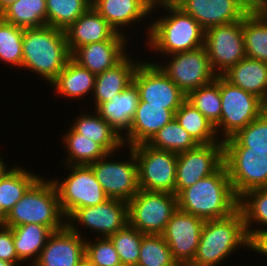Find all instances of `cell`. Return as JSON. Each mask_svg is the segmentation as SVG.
<instances>
[{
	"label": "cell",
	"mask_w": 267,
	"mask_h": 266,
	"mask_svg": "<svg viewBox=\"0 0 267 266\" xmlns=\"http://www.w3.org/2000/svg\"><path fill=\"white\" fill-rule=\"evenodd\" d=\"M92 6V0H46L47 25L66 30Z\"/></svg>",
	"instance_id": "37"
},
{
	"label": "cell",
	"mask_w": 267,
	"mask_h": 266,
	"mask_svg": "<svg viewBox=\"0 0 267 266\" xmlns=\"http://www.w3.org/2000/svg\"><path fill=\"white\" fill-rule=\"evenodd\" d=\"M24 29L0 17V61L22 67Z\"/></svg>",
	"instance_id": "41"
},
{
	"label": "cell",
	"mask_w": 267,
	"mask_h": 266,
	"mask_svg": "<svg viewBox=\"0 0 267 266\" xmlns=\"http://www.w3.org/2000/svg\"><path fill=\"white\" fill-rule=\"evenodd\" d=\"M71 166L72 173L62 183L52 180L67 218L78 208L96 206L109 199L89 165Z\"/></svg>",
	"instance_id": "10"
},
{
	"label": "cell",
	"mask_w": 267,
	"mask_h": 266,
	"mask_svg": "<svg viewBox=\"0 0 267 266\" xmlns=\"http://www.w3.org/2000/svg\"><path fill=\"white\" fill-rule=\"evenodd\" d=\"M160 3V4H158ZM172 14L149 26V45L163 54L172 55L204 46L205 30L173 0H154Z\"/></svg>",
	"instance_id": "2"
},
{
	"label": "cell",
	"mask_w": 267,
	"mask_h": 266,
	"mask_svg": "<svg viewBox=\"0 0 267 266\" xmlns=\"http://www.w3.org/2000/svg\"><path fill=\"white\" fill-rule=\"evenodd\" d=\"M0 259L11 263H20L13 242V232L10 227L0 226Z\"/></svg>",
	"instance_id": "44"
},
{
	"label": "cell",
	"mask_w": 267,
	"mask_h": 266,
	"mask_svg": "<svg viewBox=\"0 0 267 266\" xmlns=\"http://www.w3.org/2000/svg\"><path fill=\"white\" fill-rule=\"evenodd\" d=\"M143 235V233L127 224L109 237L115 246L122 264L137 266Z\"/></svg>",
	"instance_id": "42"
},
{
	"label": "cell",
	"mask_w": 267,
	"mask_h": 266,
	"mask_svg": "<svg viewBox=\"0 0 267 266\" xmlns=\"http://www.w3.org/2000/svg\"><path fill=\"white\" fill-rule=\"evenodd\" d=\"M203 225V219L190 213L183 212L180 209L173 213L161 235L177 263L193 261Z\"/></svg>",
	"instance_id": "16"
},
{
	"label": "cell",
	"mask_w": 267,
	"mask_h": 266,
	"mask_svg": "<svg viewBox=\"0 0 267 266\" xmlns=\"http://www.w3.org/2000/svg\"><path fill=\"white\" fill-rule=\"evenodd\" d=\"M176 266H204V265H199V264L193 263L192 261H189V262H179L177 263Z\"/></svg>",
	"instance_id": "50"
},
{
	"label": "cell",
	"mask_w": 267,
	"mask_h": 266,
	"mask_svg": "<svg viewBox=\"0 0 267 266\" xmlns=\"http://www.w3.org/2000/svg\"><path fill=\"white\" fill-rule=\"evenodd\" d=\"M66 223H81L89 229L110 237L128 224V204L126 201L109 198L96 206L76 209ZM69 219V220H68Z\"/></svg>",
	"instance_id": "17"
},
{
	"label": "cell",
	"mask_w": 267,
	"mask_h": 266,
	"mask_svg": "<svg viewBox=\"0 0 267 266\" xmlns=\"http://www.w3.org/2000/svg\"><path fill=\"white\" fill-rule=\"evenodd\" d=\"M127 204L128 224L143 234L161 235L178 209L176 195L141 189Z\"/></svg>",
	"instance_id": "6"
},
{
	"label": "cell",
	"mask_w": 267,
	"mask_h": 266,
	"mask_svg": "<svg viewBox=\"0 0 267 266\" xmlns=\"http://www.w3.org/2000/svg\"><path fill=\"white\" fill-rule=\"evenodd\" d=\"M249 249L267 255V229L251 230Z\"/></svg>",
	"instance_id": "45"
},
{
	"label": "cell",
	"mask_w": 267,
	"mask_h": 266,
	"mask_svg": "<svg viewBox=\"0 0 267 266\" xmlns=\"http://www.w3.org/2000/svg\"><path fill=\"white\" fill-rule=\"evenodd\" d=\"M7 214L8 213L2 208V205L0 203V226H4Z\"/></svg>",
	"instance_id": "48"
},
{
	"label": "cell",
	"mask_w": 267,
	"mask_h": 266,
	"mask_svg": "<svg viewBox=\"0 0 267 266\" xmlns=\"http://www.w3.org/2000/svg\"><path fill=\"white\" fill-rule=\"evenodd\" d=\"M133 83L139 90V101L147 102V105L165 106V109L175 113L186 100V94L158 64L140 62L135 70Z\"/></svg>",
	"instance_id": "12"
},
{
	"label": "cell",
	"mask_w": 267,
	"mask_h": 266,
	"mask_svg": "<svg viewBox=\"0 0 267 266\" xmlns=\"http://www.w3.org/2000/svg\"><path fill=\"white\" fill-rule=\"evenodd\" d=\"M175 119L198 144L223 142L217 141L215 126L187 100L175 112Z\"/></svg>",
	"instance_id": "33"
},
{
	"label": "cell",
	"mask_w": 267,
	"mask_h": 266,
	"mask_svg": "<svg viewBox=\"0 0 267 266\" xmlns=\"http://www.w3.org/2000/svg\"><path fill=\"white\" fill-rule=\"evenodd\" d=\"M0 17L23 29L46 26V0H17L5 9Z\"/></svg>",
	"instance_id": "30"
},
{
	"label": "cell",
	"mask_w": 267,
	"mask_h": 266,
	"mask_svg": "<svg viewBox=\"0 0 267 266\" xmlns=\"http://www.w3.org/2000/svg\"><path fill=\"white\" fill-rule=\"evenodd\" d=\"M166 66L158 65L161 70L186 95L203 85L212 82L218 73H214L205 46L198 49L172 54Z\"/></svg>",
	"instance_id": "13"
},
{
	"label": "cell",
	"mask_w": 267,
	"mask_h": 266,
	"mask_svg": "<svg viewBox=\"0 0 267 266\" xmlns=\"http://www.w3.org/2000/svg\"><path fill=\"white\" fill-rule=\"evenodd\" d=\"M248 12H258L266 0H237Z\"/></svg>",
	"instance_id": "46"
},
{
	"label": "cell",
	"mask_w": 267,
	"mask_h": 266,
	"mask_svg": "<svg viewBox=\"0 0 267 266\" xmlns=\"http://www.w3.org/2000/svg\"><path fill=\"white\" fill-rule=\"evenodd\" d=\"M239 209L243 214L246 232L250 237L252 222L267 225V188L247 191L239 198Z\"/></svg>",
	"instance_id": "40"
},
{
	"label": "cell",
	"mask_w": 267,
	"mask_h": 266,
	"mask_svg": "<svg viewBox=\"0 0 267 266\" xmlns=\"http://www.w3.org/2000/svg\"><path fill=\"white\" fill-rule=\"evenodd\" d=\"M223 147H249V151L267 152V110L232 137L224 139Z\"/></svg>",
	"instance_id": "38"
},
{
	"label": "cell",
	"mask_w": 267,
	"mask_h": 266,
	"mask_svg": "<svg viewBox=\"0 0 267 266\" xmlns=\"http://www.w3.org/2000/svg\"><path fill=\"white\" fill-rule=\"evenodd\" d=\"M247 58L267 63V20L259 12H249L242 20Z\"/></svg>",
	"instance_id": "31"
},
{
	"label": "cell",
	"mask_w": 267,
	"mask_h": 266,
	"mask_svg": "<svg viewBox=\"0 0 267 266\" xmlns=\"http://www.w3.org/2000/svg\"><path fill=\"white\" fill-rule=\"evenodd\" d=\"M223 165V142L199 144L177 154L175 195L210 176Z\"/></svg>",
	"instance_id": "14"
},
{
	"label": "cell",
	"mask_w": 267,
	"mask_h": 266,
	"mask_svg": "<svg viewBox=\"0 0 267 266\" xmlns=\"http://www.w3.org/2000/svg\"><path fill=\"white\" fill-rule=\"evenodd\" d=\"M223 164L238 198L252 189L267 188V152L223 147Z\"/></svg>",
	"instance_id": "9"
},
{
	"label": "cell",
	"mask_w": 267,
	"mask_h": 266,
	"mask_svg": "<svg viewBox=\"0 0 267 266\" xmlns=\"http://www.w3.org/2000/svg\"><path fill=\"white\" fill-rule=\"evenodd\" d=\"M77 266H94L91 262L85 257Z\"/></svg>",
	"instance_id": "51"
},
{
	"label": "cell",
	"mask_w": 267,
	"mask_h": 266,
	"mask_svg": "<svg viewBox=\"0 0 267 266\" xmlns=\"http://www.w3.org/2000/svg\"><path fill=\"white\" fill-rule=\"evenodd\" d=\"M96 75L88 69L80 66L72 58L64 69L51 82L58 93L66 97H82L94 91ZM91 90V91H90Z\"/></svg>",
	"instance_id": "27"
},
{
	"label": "cell",
	"mask_w": 267,
	"mask_h": 266,
	"mask_svg": "<svg viewBox=\"0 0 267 266\" xmlns=\"http://www.w3.org/2000/svg\"><path fill=\"white\" fill-rule=\"evenodd\" d=\"M186 100L197 108L216 128L221 118L220 76L186 95Z\"/></svg>",
	"instance_id": "35"
},
{
	"label": "cell",
	"mask_w": 267,
	"mask_h": 266,
	"mask_svg": "<svg viewBox=\"0 0 267 266\" xmlns=\"http://www.w3.org/2000/svg\"><path fill=\"white\" fill-rule=\"evenodd\" d=\"M63 138L69 151L67 164H70V167L89 165L108 154L100 144L77 133L72 127Z\"/></svg>",
	"instance_id": "36"
},
{
	"label": "cell",
	"mask_w": 267,
	"mask_h": 266,
	"mask_svg": "<svg viewBox=\"0 0 267 266\" xmlns=\"http://www.w3.org/2000/svg\"><path fill=\"white\" fill-rule=\"evenodd\" d=\"M62 217L65 218V215L55 185L51 180L45 181L39 177L8 212L4 226L40 224L54 232L67 225Z\"/></svg>",
	"instance_id": "4"
},
{
	"label": "cell",
	"mask_w": 267,
	"mask_h": 266,
	"mask_svg": "<svg viewBox=\"0 0 267 266\" xmlns=\"http://www.w3.org/2000/svg\"><path fill=\"white\" fill-rule=\"evenodd\" d=\"M108 153L96 162L89 164L96 180L102 186L109 198L119 199L128 202L138 193V168L134 151L130 147V162L106 161L110 157ZM105 160V161H104Z\"/></svg>",
	"instance_id": "15"
},
{
	"label": "cell",
	"mask_w": 267,
	"mask_h": 266,
	"mask_svg": "<svg viewBox=\"0 0 267 266\" xmlns=\"http://www.w3.org/2000/svg\"><path fill=\"white\" fill-rule=\"evenodd\" d=\"M146 144L157 150L177 154L194 149L199 145L175 118L155 133Z\"/></svg>",
	"instance_id": "34"
},
{
	"label": "cell",
	"mask_w": 267,
	"mask_h": 266,
	"mask_svg": "<svg viewBox=\"0 0 267 266\" xmlns=\"http://www.w3.org/2000/svg\"><path fill=\"white\" fill-rule=\"evenodd\" d=\"M131 149L137 161L139 188L175 195L177 153L157 150L146 143Z\"/></svg>",
	"instance_id": "7"
},
{
	"label": "cell",
	"mask_w": 267,
	"mask_h": 266,
	"mask_svg": "<svg viewBox=\"0 0 267 266\" xmlns=\"http://www.w3.org/2000/svg\"><path fill=\"white\" fill-rule=\"evenodd\" d=\"M22 67L52 82L71 59L64 30L49 25L24 29Z\"/></svg>",
	"instance_id": "3"
},
{
	"label": "cell",
	"mask_w": 267,
	"mask_h": 266,
	"mask_svg": "<svg viewBox=\"0 0 267 266\" xmlns=\"http://www.w3.org/2000/svg\"><path fill=\"white\" fill-rule=\"evenodd\" d=\"M178 209L205 220L221 219L239 209L226 166L183 189L177 195Z\"/></svg>",
	"instance_id": "1"
},
{
	"label": "cell",
	"mask_w": 267,
	"mask_h": 266,
	"mask_svg": "<svg viewBox=\"0 0 267 266\" xmlns=\"http://www.w3.org/2000/svg\"><path fill=\"white\" fill-rule=\"evenodd\" d=\"M139 90L131 83L121 93L111 97L96 107V113L102 117L116 132L129 130L139 103Z\"/></svg>",
	"instance_id": "23"
},
{
	"label": "cell",
	"mask_w": 267,
	"mask_h": 266,
	"mask_svg": "<svg viewBox=\"0 0 267 266\" xmlns=\"http://www.w3.org/2000/svg\"><path fill=\"white\" fill-rule=\"evenodd\" d=\"M72 128L79 134L100 144L108 153L119 150L125 139L97 113L78 117ZM124 143V144H123ZM114 150V151H113Z\"/></svg>",
	"instance_id": "29"
},
{
	"label": "cell",
	"mask_w": 267,
	"mask_h": 266,
	"mask_svg": "<svg viewBox=\"0 0 267 266\" xmlns=\"http://www.w3.org/2000/svg\"><path fill=\"white\" fill-rule=\"evenodd\" d=\"M115 266H129V265H126V264H122V263H120V264H118V265H115Z\"/></svg>",
	"instance_id": "54"
},
{
	"label": "cell",
	"mask_w": 267,
	"mask_h": 266,
	"mask_svg": "<svg viewBox=\"0 0 267 266\" xmlns=\"http://www.w3.org/2000/svg\"><path fill=\"white\" fill-rule=\"evenodd\" d=\"M258 12L267 20V0L264 2L263 6Z\"/></svg>",
	"instance_id": "49"
},
{
	"label": "cell",
	"mask_w": 267,
	"mask_h": 266,
	"mask_svg": "<svg viewBox=\"0 0 267 266\" xmlns=\"http://www.w3.org/2000/svg\"><path fill=\"white\" fill-rule=\"evenodd\" d=\"M6 167L3 160L0 159V172Z\"/></svg>",
	"instance_id": "53"
},
{
	"label": "cell",
	"mask_w": 267,
	"mask_h": 266,
	"mask_svg": "<svg viewBox=\"0 0 267 266\" xmlns=\"http://www.w3.org/2000/svg\"><path fill=\"white\" fill-rule=\"evenodd\" d=\"M204 46L213 72L219 69V76L225 73L246 57L242 20L206 29Z\"/></svg>",
	"instance_id": "11"
},
{
	"label": "cell",
	"mask_w": 267,
	"mask_h": 266,
	"mask_svg": "<svg viewBox=\"0 0 267 266\" xmlns=\"http://www.w3.org/2000/svg\"><path fill=\"white\" fill-rule=\"evenodd\" d=\"M221 118L215 128L223 129L224 139L232 137L237 131L258 118L266 104L257 96L234 86L220 75Z\"/></svg>",
	"instance_id": "8"
},
{
	"label": "cell",
	"mask_w": 267,
	"mask_h": 266,
	"mask_svg": "<svg viewBox=\"0 0 267 266\" xmlns=\"http://www.w3.org/2000/svg\"><path fill=\"white\" fill-rule=\"evenodd\" d=\"M171 250L162 235L144 234L137 266H176Z\"/></svg>",
	"instance_id": "39"
},
{
	"label": "cell",
	"mask_w": 267,
	"mask_h": 266,
	"mask_svg": "<svg viewBox=\"0 0 267 266\" xmlns=\"http://www.w3.org/2000/svg\"><path fill=\"white\" fill-rule=\"evenodd\" d=\"M15 264L17 265V263H11L9 261L0 259V266H16Z\"/></svg>",
	"instance_id": "52"
},
{
	"label": "cell",
	"mask_w": 267,
	"mask_h": 266,
	"mask_svg": "<svg viewBox=\"0 0 267 266\" xmlns=\"http://www.w3.org/2000/svg\"><path fill=\"white\" fill-rule=\"evenodd\" d=\"M206 30L243 20L249 13L237 0H173Z\"/></svg>",
	"instance_id": "19"
},
{
	"label": "cell",
	"mask_w": 267,
	"mask_h": 266,
	"mask_svg": "<svg viewBox=\"0 0 267 266\" xmlns=\"http://www.w3.org/2000/svg\"><path fill=\"white\" fill-rule=\"evenodd\" d=\"M17 0H0V14Z\"/></svg>",
	"instance_id": "47"
},
{
	"label": "cell",
	"mask_w": 267,
	"mask_h": 266,
	"mask_svg": "<svg viewBox=\"0 0 267 266\" xmlns=\"http://www.w3.org/2000/svg\"><path fill=\"white\" fill-rule=\"evenodd\" d=\"M19 167L9 170L6 167L0 172V203L8 213L19 201L28 188L38 179Z\"/></svg>",
	"instance_id": "32"
},
{
	"label": "cell",
	"mask_w": 267,
	"mask_h": 266,
	"mask_svg": "<svg viewBox=\"0 0 267 266\" xmlns=\"http://www.w3.org/2000/svg\"><path fill=\"white\" fill-rule=\"evenodd\" d=\"M128 55L125 56L118 64L108 70L96 75L94 88L95 107L103 102L111 100V97L121 93L131 83L136 68L140 62H130Z\"/></svg>",
	"instance_id": "26"
},
{
	"label": "cell",
	"mask_w": 267,
	"mask_h": 266,
	"mask_svg": "<svg viewBox=\"0 0 267 266\" xmlns=\"http://www.w3.org/2000/svg\"><path fill=\"white\" fill-rule=\"evenodd\" d=\"M11 229L19 260L26 261L37 254V259L34 258L32 263L35 264L53 231L45 225L31 223L11 227Z\"/></svg>",
	"instance_id": "28"
},
{
	"label": "cell",
	"mask_w": 267,
	"mask_h": 266,
	"mask_svg": "<svg viewBox=\"0 0 267 266\" xmlns=\"http://www.w3.org/2000/svg\"><path fill=\"white\" fill-rule=\"evenodd\" d=\"M85 257L94 266H115L121 263L109 237L101 238L94 244L85 241Z\"/></svg>",
	"instance_id": "43"
},
{
	"label": "cell",
	"mask_w": 267,
	"mask_h": 266,
	"mask_svg": "<svg viewBox=\"0 0 267 266\" xmlns=\"http://www.w3.org/2000/svg\"><path fill=\"white\" fill-rule=\"evenodd\" d=\"M249 247L244 217L240 209L228 217L205 220L193 263L216 266L238 246Z\"/></svg>",
	"instance_id": "5"
},
{
	"label": "cell",
	"mask_w": 267,
	"mask_h": 266,
	"mask_svg": "<svg viewBox=\"0 0 267 266\" xmlns=\"http://www.w3.org/2000/svg\"><path fill=\"white\" fill-rule=\"evenodd\" d=\"M64 32L71 55L79 47L110 40L117 33L92 6Z\"/></svg>",
	"instance_id": "21"
},
{
	"label": "cell",
	"mask_w": 267,
	"mask_h": 266,
	"mask_svg": "<svg viewBox=\"0 0 267 266\" xmlns=\"http://www.w3.org/2000/svg\"><path fill=\"white\" fill-rule=\"evenodd\" d=\"M154 0H92V7L115 29L144 18L152 11Z\"/></svg>",
	"instance_id": "25"
},
{
	"label": "cell",
	"mask_w": 267,
	"mask_h": 266,
	"mask_svg": "<svg viewBox=\"0 0 267 266\" xmlns=\"http://www.w3.org/2000/svg\"><path fill=\"white\" fill-rule=\"evenodd\" d=\"M123 33H116L110 40L90 43L79 47L71 58L80 66L98 75L118 64L126 53V38Z\"/></svg>",
	"instance_id": "20"
},
{
	"label": "cell",
	"mask_w": 267,
	"mask_h": 266,
	"mask_svg": "<svg viewBox=\"0 0 267 266\" xmlns=\"http://www.w3.org/2000/svg\"><path fill=\"white\" fill-rule=\"evenodd\" d=\"M221 76L267 104V63L245 57Z\"/></svg>",
	"instance_id": "24"
},
{
	"label": "cell",
	"mask_w": 267,
	"mask_h": 266,
	"mask_svg": "<svg viewBox=\"0 0 267 266\" xmlns=\"http://www.w3.org/2000/svg\"><path fill=\"white\" fill-rule=\"evenodd\" d=\"M175 118L172 110L165 106L147 105V102L139 101L131 126L125 136L128 147L147 143L152 136L163 126ZM128 138V139H127Z\"/></svg>",
	"instance_id": "22"
},
{
	"label": "cell",
	"mask_w": 267,
	"mask_h": 266,
	"mask_svg": "<svg viewBox=\"0 0 267 266\" xmlns=\"http://www.w3.org/2000/svg\"><path fill=\"white\" fill-rule=\"evenodd\" d=\"M74 226L54 231L34 266H77L85 258V240Z\"/></svg>",
	"instance_id": "18"
}]
</instances>
